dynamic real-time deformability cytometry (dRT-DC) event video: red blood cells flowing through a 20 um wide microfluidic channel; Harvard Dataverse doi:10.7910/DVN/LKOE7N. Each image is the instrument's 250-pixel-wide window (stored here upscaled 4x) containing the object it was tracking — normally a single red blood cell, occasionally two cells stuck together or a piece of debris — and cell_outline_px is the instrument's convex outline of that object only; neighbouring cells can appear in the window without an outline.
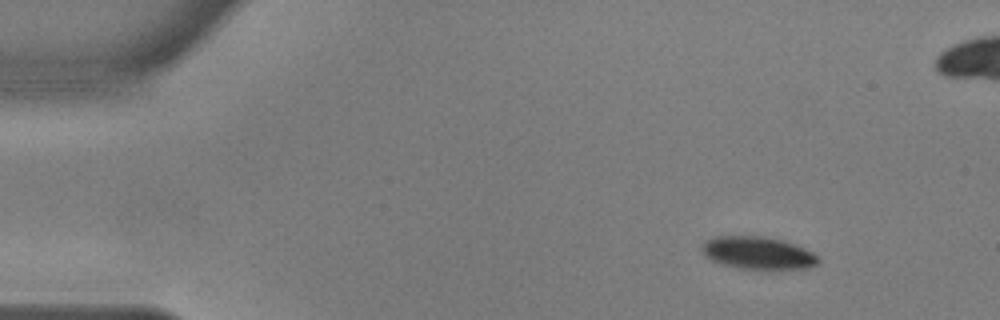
{"species": "common noctule bat (a hibernating species)", "species_latin": "Nyctalus noctula", "temperature_condition": "warm", "stored_images_in_passage": 9, "camera_frame_rate_fps": 3000, "um_per_image_px": 0.085, "animal": {"sex": "male", "body_mass_g": 17.9, "forearm_length_mm": 54.2}, "frame": {"image": 1, "passage_image": 1, "time_ms": 0.0, "image_size_px": [1000, 320], "cell_outline_px": [[820, 260], [816, 264], [808, 268], [740, 268], [724, 264], [712, 260], [704, 256], [700, 248], [700, 244], [704, 240], [712, 236], [764, 236], [784, 240], [804, 248], [812, 252]], "centroid_in_image_um": [64.35, 21.47], "position_along_channel_um": 20.6, "area_um2": 21.96}}